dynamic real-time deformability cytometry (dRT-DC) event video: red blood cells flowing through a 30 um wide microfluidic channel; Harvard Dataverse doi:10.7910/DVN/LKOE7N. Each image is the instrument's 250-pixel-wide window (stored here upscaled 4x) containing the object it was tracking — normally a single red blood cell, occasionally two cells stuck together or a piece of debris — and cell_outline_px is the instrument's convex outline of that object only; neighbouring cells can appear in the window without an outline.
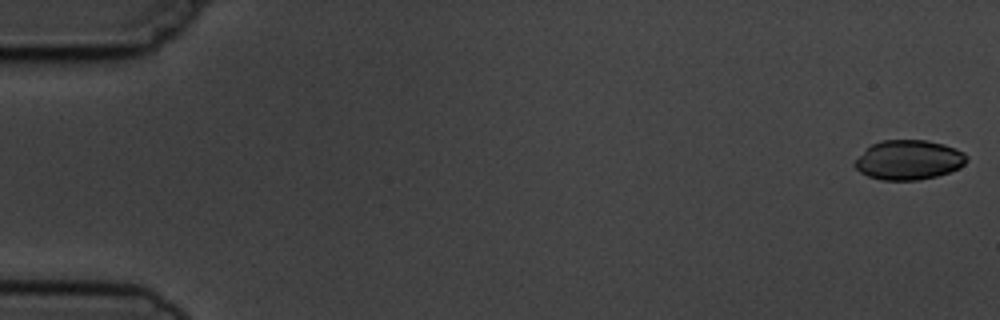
{"species": "common noctule bat (a hibernating species)", "species_latin": "Nyctalus noctula", "temperature_condition": "cold", "stored_images_in_passage": 15, "camera_frame_rate_fps": 3000, "um_per_image_px": 0.085, "animal": {"sex": "male", "body_mass_g": 19.5, "forearm_length_mm": 54.6}, "frame": {"image": 1, "passage_image": 1, "time_ms": 0.0, "image_size_px": [1000, 320], "cell_outline_px": [[968, 160], [960, 168], [936, 176], [916, 180], [880, 180], [868, 176], [860, 172], [852, 164], [872, 144], [880, 140], [928, 140], [944, 144], [956, 148], [964, 152], [968, 156]], "centroid_in_image_um": [77.27, 13.59], "position_along_channel_um": 7.7, "area_um2": 25.84}}
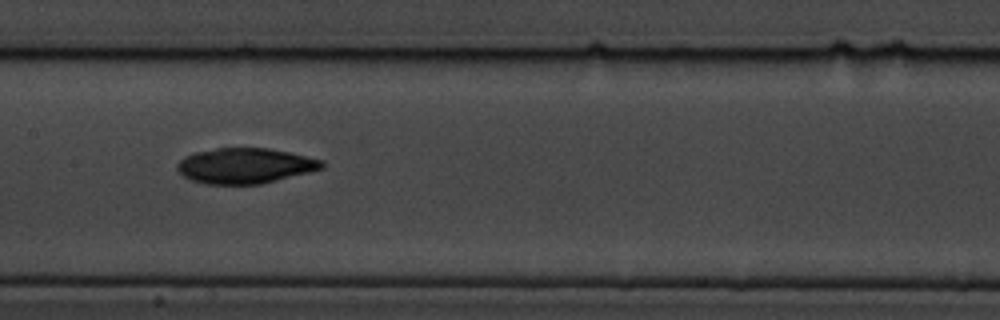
{"frame": {"image": 2, "passage_image": 8, "time_ms": 8.667, "image_size_px": [1000, 320], "cell_outline_px": [[324, 168], [260, 184], [204, 184], [192, 180], [184, 176], [176, 168], [176, 164], [184, 156], [196, 152], [216, 148], [268, 148], [288, 152], [324, 160]], "centroid_in_image_um": [20.81, 14.08], "position_along_channel_um": 186.6, "area_um2": 29.71}}
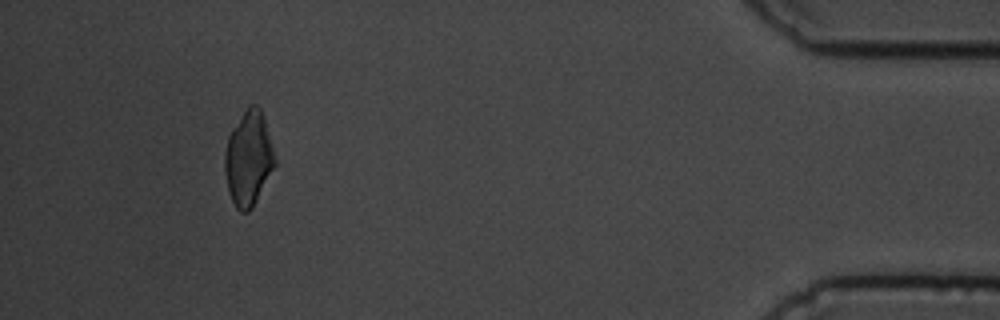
{"frame": {"image": 3, "passage_image": 14, "time_ms": 16.333, "image_size_px": [1000, 320], "cell_outline_px": [[276, 164], [252, 208], [248, 212], [240, 212], [236, 208], [228, 192], [224, 168], [224, 152], [228, 136], [232, 128], [248, 104], [256, 104], [260, 108], [264, 116], [276, 160]], "centroid_in_image_um": [21.11, 13.45], "position_along_channel_um": 414.1, "area_um2": 27.74}, "authors_computed_cell_mechanics": {"area_um2": 28.9578, "velocity_mm_per_s": 3.7577, "shape_relaxation_time_tau1_ms": 3.3074, "shape_relaxation_time_tau2_ms": null, "deformation_change_tau1": 0.0799, "deformation_change_tau2": null}}